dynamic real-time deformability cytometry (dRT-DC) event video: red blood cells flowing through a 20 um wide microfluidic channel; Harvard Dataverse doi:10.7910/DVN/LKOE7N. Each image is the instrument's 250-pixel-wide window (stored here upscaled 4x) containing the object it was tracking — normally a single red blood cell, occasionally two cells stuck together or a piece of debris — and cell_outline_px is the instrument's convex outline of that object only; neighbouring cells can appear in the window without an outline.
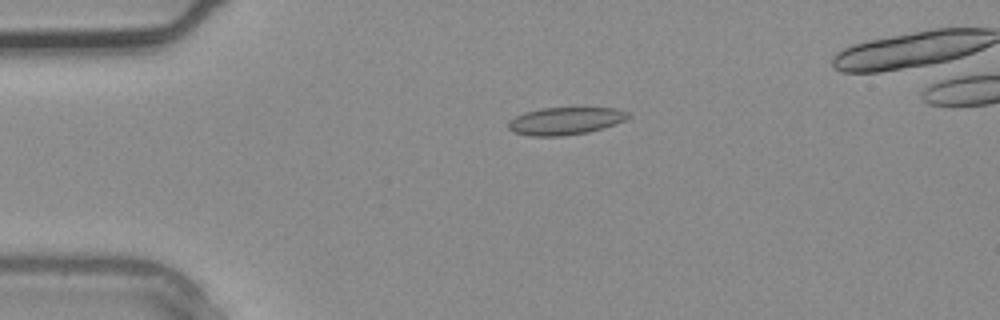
{"species": "common noctule bat (a hibernating species)", "species_latin": "Nyctalus noctula", "temperature_condition": "warm", "stored_images_in_passage": 4, "camera_frame_rate_fps": 3000, "um_per_image_px": 0.085, "animal": {"sex": "male", "body_mass_g": 20.4}, "frame": {"image": 1, "passage_image": 3, "time_ms": 0.667, "image_size_px": [1000, 320], "cell_outline_px": [[628, 116], [624, 120], [604, 128], [588, 132], [560, 136], [528, 136], [512, 132], [508, 128], [508, 120], [524, 112], [540, 108], [616, 108], [628, 112]], "centroid_in_image_um": [47.99, 10.28], "position_along_channel_um": 37.0, "area_um2": 19.19}}